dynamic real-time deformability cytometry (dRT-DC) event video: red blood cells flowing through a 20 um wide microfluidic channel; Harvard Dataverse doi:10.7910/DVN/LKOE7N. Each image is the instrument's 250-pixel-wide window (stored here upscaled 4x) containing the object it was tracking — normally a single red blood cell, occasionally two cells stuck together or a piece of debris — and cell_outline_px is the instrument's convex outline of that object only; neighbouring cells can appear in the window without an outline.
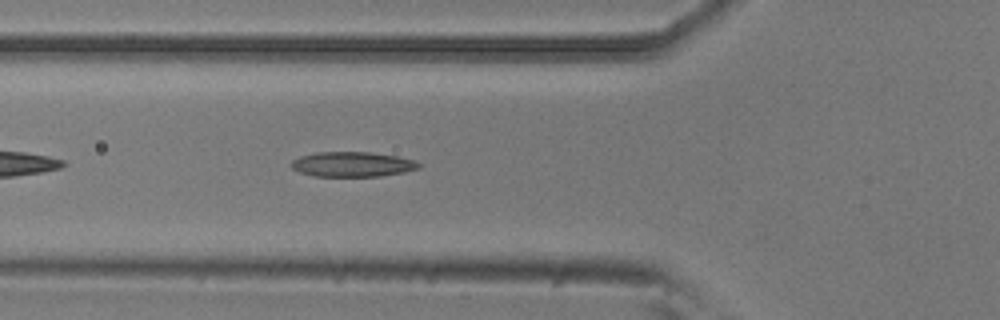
{"species": "common noctule bat (a hibernating species)", "species_latin": "Nyctalus noctula", "temperature_condition": "room temperature", "stored_images_in_passage": 40, "camera_frame_rate_fps": 3000, "um_per_image_px": 0.085, "animal": {"sex": "male", "body_mass_g": 20.5, "forearm_length_mm": 52.5}, "frame": {"image": 1, "passage_image": 6, "time_ms": 1.667, "image_size_px": [1000, 320], "cell_outline_px": [[420, 168], [404, 172], [380, 176], [316, 176], [300, 172], [292, 168], [288, 164], [292, 160], [300, 156], [316, 152], [368, 152], [396, 156], [412, 160], [420, 164]], "centroid_in_image_um": [29.91, 13.96], "position_along_channel_um": 95.9, "area_um2": 18.44}}
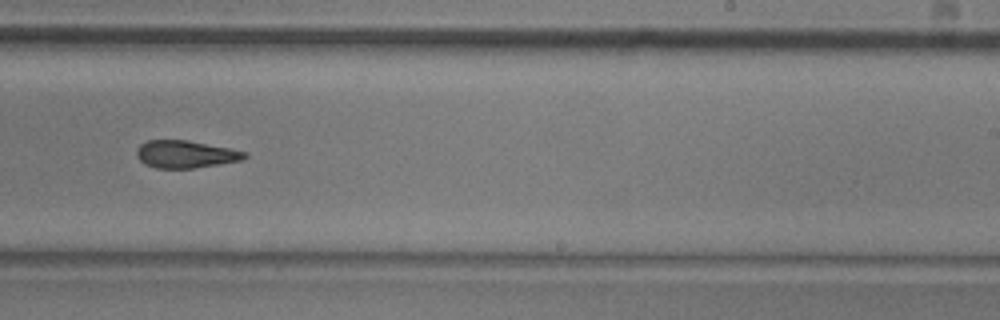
{"frame": {"image": 2, "passage_image": 20, "time_ms": 6.333, "image_size_px": [1000, 320], "cell_outline_px": [[248, 156], [244, 160], [196, 168], [156, 168], [144, 164], [136, 156], [136, 148], [140, 144], [148, 140], [188, 140], [228, 148], [244, 152]], "centroid_in_image_um": [15.74, 13.11], "position_along_channel_um": 273.3, "area_um2": 17.34}}
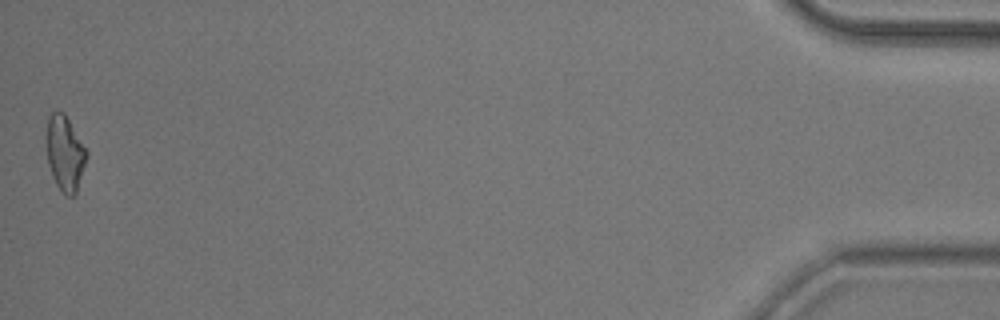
{"frame": {"image": 3, "passage_image": 40, "time_ms": 13.0, "image_size_px": [1000, 320], "cell_outline_px": [[88, 156], [76, 192], [72, 196], [64, 196], [56, 184], [52, 176], [48, 164], [48, 116], [52, 112], [64, 112], [88, 152]], "centroid_in_image_um": [5.55, 13.06], "position_along_channel_um": 429.7, "area_um2": 17.22}, "authors_computed_cell_mechanics": {"area_um2": 17.9758, "velocity_mm_per_s": 3.7866, "shape_relaxation_time_tau1_ms": 6.1636, "shape_relaxation_time_tau2_ms": 3.6172, "deformation_change_tau1": 0.1612, "deformation_change_tau2": 0.1198}}